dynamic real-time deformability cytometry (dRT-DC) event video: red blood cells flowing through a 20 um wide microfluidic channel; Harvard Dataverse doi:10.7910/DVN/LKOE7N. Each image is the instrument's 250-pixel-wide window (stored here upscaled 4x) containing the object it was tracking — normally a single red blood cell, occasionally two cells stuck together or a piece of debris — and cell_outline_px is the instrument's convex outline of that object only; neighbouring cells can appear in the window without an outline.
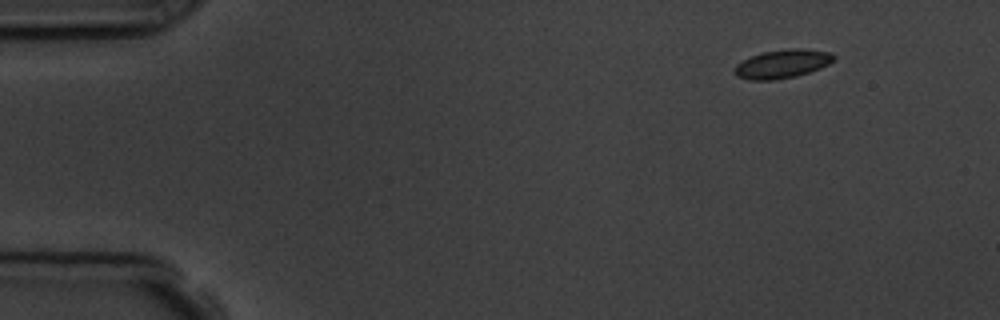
{"species": "common noctule bat (a hibernating species)", "species_latin": "Nyctalus noctula", "temperature_condition": "room temperature", "stored_images_in_passage": 4, "camera_frame_rate_fps": 3000, "um_per_image_px": 0.085, "animal": {"sex": "male", "body_mass_g": 19.5, "forearm_length_mm": 54.6}, "frame": {"image": 1, "passage_image": 1, "time_ms": 0.0, "image_size_px": [1000, 320], "cell_outline_px": [[836, 60], [820, 68], [796, 76], [776, 80], [748, 80], [736, 76], [732, 72], [732, 68], [736, 64], [752, 56], [764, 52], [788, 48], [804, 48], [832, 52], [836, 56]], "centroid_in_image_um": [66.5, 5.43], "position_along_channel_um": 18.5, "area_um2": 16.82}}
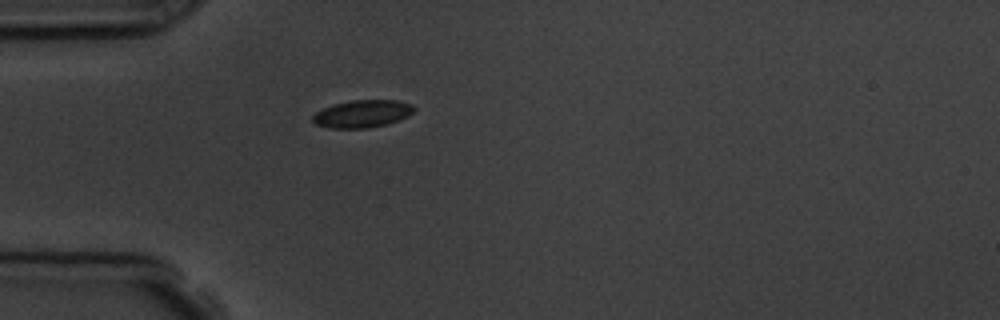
{"frame": {"image": 2, "passage_image": 4, "time_ms": 3.333, "image_size_px": [1000, 320], "cell_outline_px": [[416, 108], [408, 116], [388, 124], [368, 128], [328, 128], [316, 124], [312, 120], [312, 116], [316, 112], [332, 104], [352, 100], [396, 100], [412, 104]], "centroid_in_image_um": [30.8, 9.67], "position_along_channel_um": 54.2, "area_um2": 16.3}}